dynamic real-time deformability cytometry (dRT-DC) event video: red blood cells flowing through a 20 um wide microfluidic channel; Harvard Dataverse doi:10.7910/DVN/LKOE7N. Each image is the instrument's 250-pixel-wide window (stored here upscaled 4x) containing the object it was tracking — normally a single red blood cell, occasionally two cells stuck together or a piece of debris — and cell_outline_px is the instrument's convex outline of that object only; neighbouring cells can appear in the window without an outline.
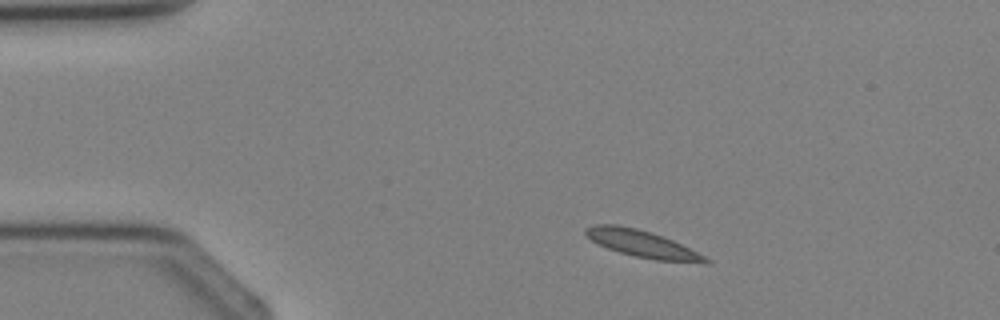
{"species": "Egyptian fruit bat (a non-hibernating species)", "species_latin": "Rousettus aegyptiacus", "temperature_condition": "cold", "stored_images_in_passage": 2, "camera_frame_rate_fps": 3000, "um_per_image_px": 0.085, "animal": {"sex": "female"}, "frame": {"image": 1, "passage_image": 1, "time_ms": 0.0, "image_size_px": [1000, 320], "cell_outline_px": [[712, 260], [708, 264], [704, 264], [656, 260], [636, 256], [620, 252], [608, 248], [592, 240], [584, 232], [584, 228], [596, 224], [616, 224], [636, 228], [672, 240]], "centroid_in_image_um": [54.61, 20.74], "position_along_channel_um": 30.4, "area_um2": 18.5}}